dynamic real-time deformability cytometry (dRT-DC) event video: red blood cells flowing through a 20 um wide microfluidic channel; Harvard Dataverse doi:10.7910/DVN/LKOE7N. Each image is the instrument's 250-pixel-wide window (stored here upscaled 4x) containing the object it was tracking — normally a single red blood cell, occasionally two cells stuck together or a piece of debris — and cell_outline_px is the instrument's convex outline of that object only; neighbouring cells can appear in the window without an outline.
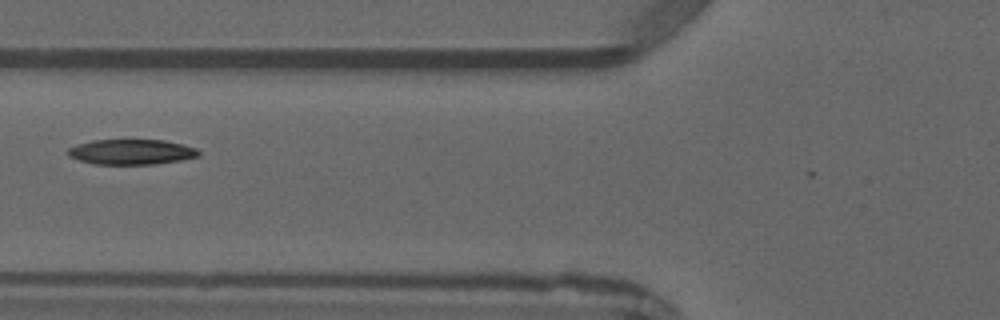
{"species": "common noctule bat (a hibernating species)", "species_latin": "Nyctalus noctula", "temperature_condition": "warm", "stored_images_in_passage": 6, "camera_frame_rate_fps": 3000, "um_per_image_px": 0.085, "animal": {"sex": "male", "forearm_length_mm": 52.5}, "frame": {"image": 1, "passage_image": 5, "time_ms": 5.333, "image_size_px": [1000, 320], "cell_outline_px": [[200, 156], [180, 160], [156, 164], [92, 164], [68, 156], [68, 148], [92, 140], [164, 140], [196, 148], [200, 152]], "centroid_in_image_um": [11.18, 12.92], "position_along_channel_um": 114.6, "area_um2": 19.07}}